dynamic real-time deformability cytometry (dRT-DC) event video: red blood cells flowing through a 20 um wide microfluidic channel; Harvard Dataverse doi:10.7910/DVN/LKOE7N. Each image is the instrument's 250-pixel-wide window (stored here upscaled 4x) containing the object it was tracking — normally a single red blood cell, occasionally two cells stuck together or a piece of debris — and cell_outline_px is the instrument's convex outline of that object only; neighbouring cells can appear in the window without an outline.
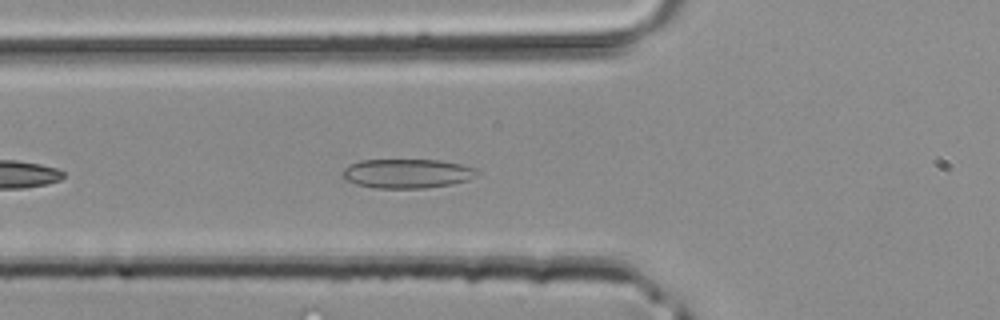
{"species": "common noctule bat (a hibernating species)", "species_latin": "Nyctalus noctula", "temperature_condition": "room temperature", "stored_images_in_passage": 12, "camera_frame_rate_fps": 3000, "um_per_image_px": 0.085, "animal": {"sex": "male", "body_mass_g": 20.4}, "frame": {"image": 1, "passage_image": 4, "time_ms": 1.0, "image_size_px": [1000, 320], "cell_outline_px": [[480, 172], [468, 180], [452, 184], [428, 188], [376, 188], [356, 184], [344, 180], [340, 176], [340, 172], [344, 168], [360, 160], [440, 160], [460, 164], [476, 168]], "centroid_in_image_um": [34.58, 14.75], "position_along_channel_um": 91.2, "area_um2": 23.12}}
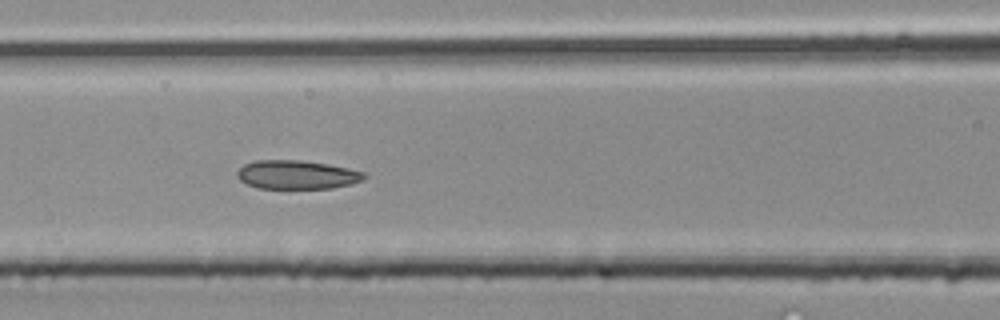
{"frame": {"image": 2, "passage_image": 7, "time_ms": 2.0, "image_size_px": [1000, 320], "cell_outline_px": [[368, 176], [364, 180], [352, 184], [332, 188], [260, 188], [248, 184], [240, 180], [236, 176], [236, 172], [244, 164], [256, 160], [300, 160], [328, 164], [348, 168], [364, 172]], "centroid_in_image_um": [25.26, 14.85], "position_along_channel_um": 141.3, "area_um2": 21.33}}
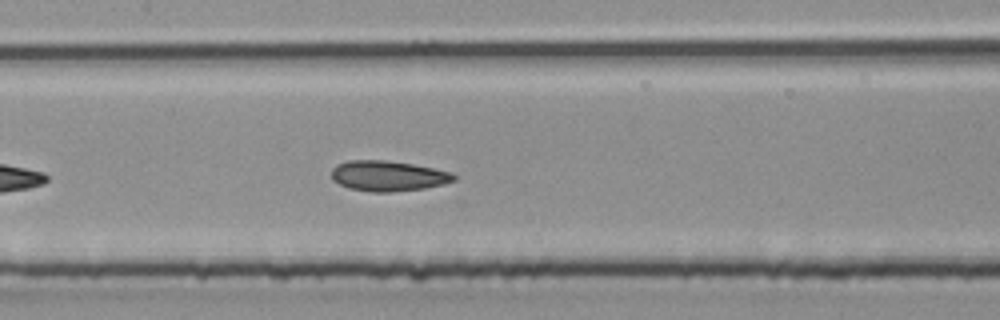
{"frame": {"image": 3, "passage_image": 9, "time_ms": 2.667, "image_size_px": [1000, 320], "cell_outline_px": [[456, 180], [444, 184], [424, 188], [392, 192], [372, 192], [348, 188], [332, 180], [332, 168], [336, 164], [348, 160], [388, 160], [412, 164], [452, 172], [456, 176]], "centroid_in_image_um": [32.97, 14.95], "position_along_channel_um": 174.4, "area_um2": 21.79}}